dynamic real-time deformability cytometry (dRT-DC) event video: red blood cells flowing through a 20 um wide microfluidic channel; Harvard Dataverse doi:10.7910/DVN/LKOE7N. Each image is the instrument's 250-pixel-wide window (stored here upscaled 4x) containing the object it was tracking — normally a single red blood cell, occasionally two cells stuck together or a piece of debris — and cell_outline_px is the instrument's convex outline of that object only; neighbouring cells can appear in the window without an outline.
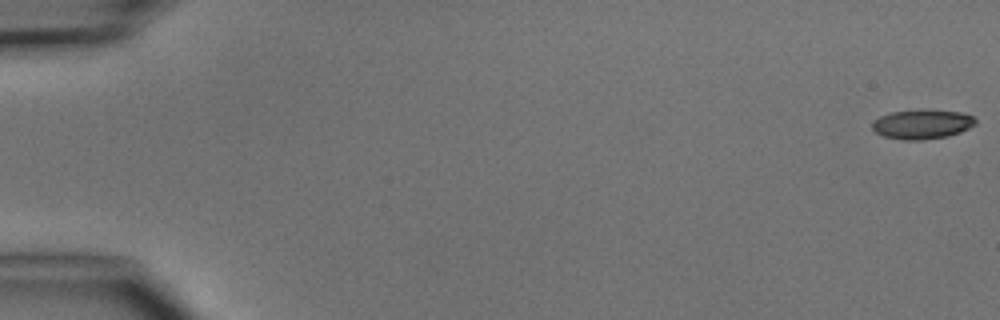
{"species": "common noctule bat (a hibernating species)", "species_latin": "Nyctalus noctula", "temperature_condition": "cold", "stored_images_in_passage": 5, "camera_frame_rate_fps": 3000, "um_per_image_px": 0.085, "animal": {"sex": "male", "body_mass_g": 15.6}, "frame": {"image": 1, "passage_image": 1, "time_ms": 0.0, "image_size_px": [1000, 320], "cell_outline_px": [[976, 124], [960, 132], [948, 136], [920, 140], [904, 140], [884, 136], [876, 132], [872, 128], [872, 120], [880, 116], [892, 112], [928, 108], [960, 112], [972, 116], [976, 120]], "centroid_in_image_um": [78.38, 10.54], "position_along_channel_um": 6.6, "area_um2": 17.92}}
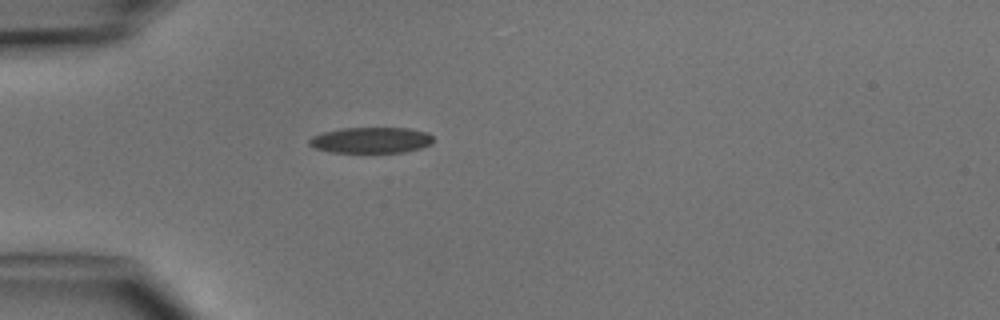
{"frame": {"image": 2, "passage_image": 5, "time_ms": 4.667, "image_size_px": [1000, 320], "cell_outline_px": [[432, 144], [420, 148], [404, 152], [332, 152], [316, 148], [308, 144], [308, 140], [312, 136], [324, 132], [340, 128], [408, 128], [428, 132], [432, 136]], "centroid_in_image_um": [31.54, 11.9], "position_along_channel_um": 53.5, "area_um2": 18.67}}